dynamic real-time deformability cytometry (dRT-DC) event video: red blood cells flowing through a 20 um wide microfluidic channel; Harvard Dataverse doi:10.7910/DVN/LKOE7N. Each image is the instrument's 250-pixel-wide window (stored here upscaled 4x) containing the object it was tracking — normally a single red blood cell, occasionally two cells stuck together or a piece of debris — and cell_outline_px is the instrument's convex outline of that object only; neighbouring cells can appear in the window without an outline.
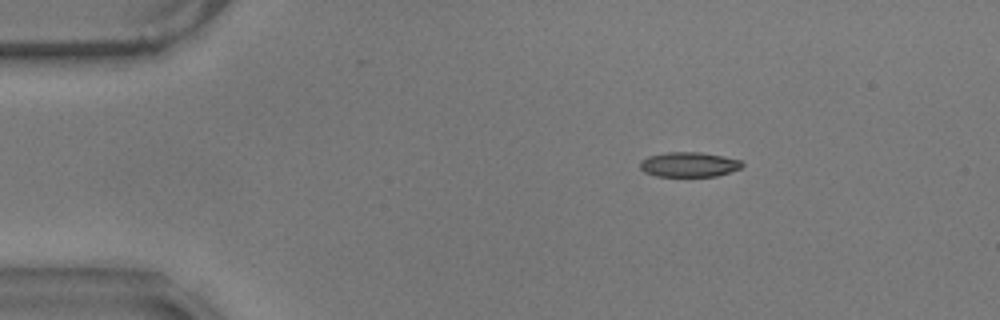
{"species": "common noctule bat (a hibernating species)", "species_latin": "Nyctalus noctula", "temperature_condition": "warm", "stored_images_in_passage": 8, "camera_frame_rate_fps": 3000, "um_per_image_px": 0.085, "animal": {"sex": "male", "body_mass_g": 17.9}, "frame": {"image": 1, "passage_image": 2, "time_ms": 0.333, "image_size_px": [1000, 320], "cell_outline_px": [[744, 164], [740, 168], [716, 176], [656, 176], [644, 172], [640, 168], [640, 160], [648, 156], [668, 152], [700, 152], [724, 156], [740, 160]], "centroid_in_image_um": [58.53, 13.98], "position_along_channel_um": 26.5, "area_um2": 14.74}}